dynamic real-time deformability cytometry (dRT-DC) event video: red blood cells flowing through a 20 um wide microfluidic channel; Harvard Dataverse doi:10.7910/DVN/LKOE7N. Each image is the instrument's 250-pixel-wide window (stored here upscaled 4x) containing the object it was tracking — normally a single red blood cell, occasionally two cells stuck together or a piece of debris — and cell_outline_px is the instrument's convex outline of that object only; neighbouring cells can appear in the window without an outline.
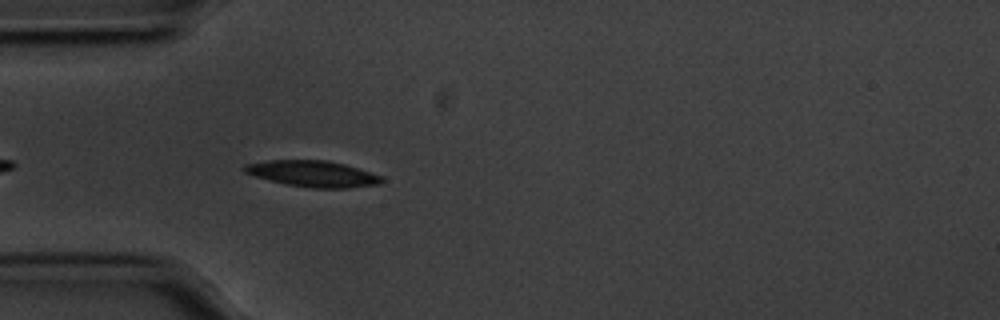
{"species": "common noctule bat (a hibernating species)", "species_latin": "Nyctalus noctula", "temperature_condition": "cold", "stored_images_in_passage": 22, "camera_frame_rate_fps": 3000, "um_per_image_px": 0.085, "animal": {"sex": "male", "body_mass_g": 20.1, "forearm_length_mm": 53.5}, "frame": {"image": 1, "passage_image": 4, "time_ms": 1.0, "image_size_px": [1000, 320], "cell_outline_px": [[384, 180], [380, 184], [348, 188], [316, 188], [288, 184], [256, 176], [244, 172], [240, 168], [244, 164], [268, 160], [328, 160], [344, 164], [380, 176]], "centroid_in_image_um": [26.56, 14.76], "position_along_channel_um": 58.4, "area_um2": 20.63}}